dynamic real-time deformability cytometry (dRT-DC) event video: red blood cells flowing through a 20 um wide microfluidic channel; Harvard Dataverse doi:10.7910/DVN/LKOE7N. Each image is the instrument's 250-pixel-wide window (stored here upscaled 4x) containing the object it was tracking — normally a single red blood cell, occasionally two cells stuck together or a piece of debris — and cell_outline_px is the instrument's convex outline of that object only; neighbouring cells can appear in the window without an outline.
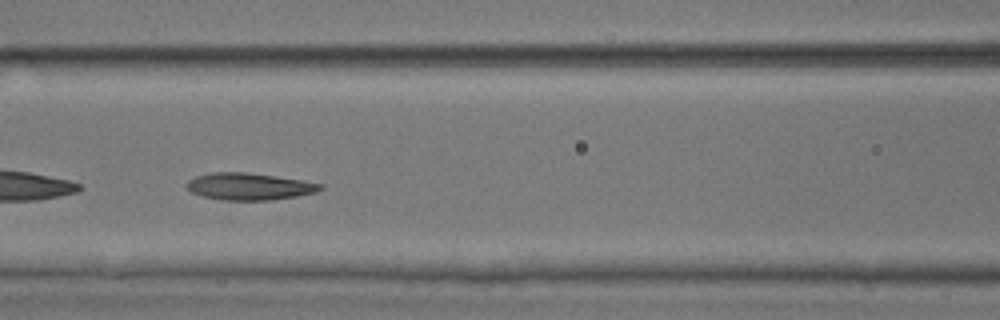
{"species": "common noctule bat (a hibernating species)", "species_latin": "Nyctalus noctula", "temperature_condition": "room temperature", "stored_images_in_passage": 41, "camera_frame_rate_fps": 3000, "um_per_image_px": 0.085, "animal": {"sex": "male", "body_mass_g": 17.9, "forearm_length_mm": 54.2}, "frame": {"image": 1, "passage_image": 12, "time_ms": 3.667, "image_size_px": [1000, 320], "cell_outline_px": [[324, 188], [316, 192], [296, 196], [272, 200], [220, 200], [204, 196], [192, 192], [188, 188], [188, 180], [196, 176], [212, 172], [248, 172], [304, 180], [324, 184]], "centroid_in_image_um": [21.24, 15.84], "position_along_channel_um": 145.4, "area_um2": 21.04}}
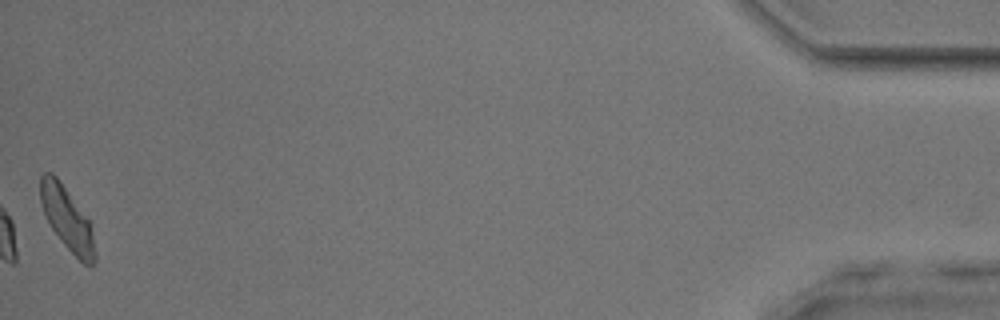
{"frame": {"image": 2, "passage_image": 41, "time_ms": 13.333, "image_size_px": [1000, 320], "cell_outline_px": [[96, 260], [92, 264], [84, 264], [64, 244], [52, 228], [44, 212], [40, 200], [40, 176], [44, 172], [52, 172], [60, 180], [92, 224], [96, 256]], "centroid_in_image_um": [5.72, 18.56], "position_along_channel_um": 429.5, "area_um2": 19.88}, "authors_computed_cell_mechanics": {"area_um2": 20.4612, "velocity_mm_per_s": 3.8959, "shape_relaxation_time_tau1_ms": 5.0697, "shape_relaxation_time_tau2_ms": 3.6053, "deformation_change_tau1": 0.1228, "deformation_change_tau2": 0.1039}}